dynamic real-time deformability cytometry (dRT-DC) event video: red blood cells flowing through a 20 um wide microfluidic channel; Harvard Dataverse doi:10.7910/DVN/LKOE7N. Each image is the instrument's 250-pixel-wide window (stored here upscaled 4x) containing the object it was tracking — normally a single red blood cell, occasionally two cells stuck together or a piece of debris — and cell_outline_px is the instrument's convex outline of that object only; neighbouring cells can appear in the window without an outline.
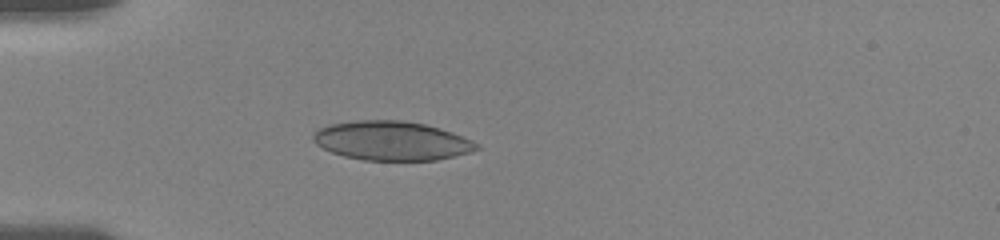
{"species": "human", "species_latin": "Homo sapiens", "temperature_condition": "room temperature", "stored_images_in_passage": 8, "camera_frame_rate_fps": 3000, "um_per_image_px": 0.085, "donor": {"sex": "female"}, "frame": {"image": 1, "passage_image": 6, "time_ms": 4.667, "image_size_px": [1000, 240], "cell_outline_px": [[480, 148], [468, 152], [436, 160], [364, 160], [344, 156], [332, 152], [316, 144], [312, 140], [312, 136], [320, 128], [328, 124], [356, 120], [400, 120], [424, 124], [440, 128], [452, 132], [472, 140], [480, 144]], "centroid_in_image_um": [33.28, 11.96], "position_along_channel_um": 51.7, "area_um2": 37.11}}
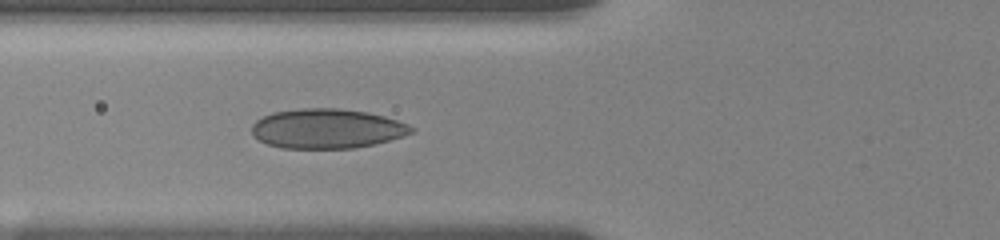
{"frame": {"image": 2, "passage_image": 8, "time_ms": 6.333, "image_size_px": [1000, 240], "cell_outline_px": [[416, 128], [412, 132], [404, 136], [376, 144], [356, 148], [280, 148], [268, 144], [260, 140], [252, 132], [252, 124], [256, 120], [272, 112], [300, 108], [340, 108], [368, 112], [384, 116], [408, 124]], "centroid_in_image_um": [27.82, 10.93], "position_along_channel_um": 98.0, "area_um2": 36.99}}